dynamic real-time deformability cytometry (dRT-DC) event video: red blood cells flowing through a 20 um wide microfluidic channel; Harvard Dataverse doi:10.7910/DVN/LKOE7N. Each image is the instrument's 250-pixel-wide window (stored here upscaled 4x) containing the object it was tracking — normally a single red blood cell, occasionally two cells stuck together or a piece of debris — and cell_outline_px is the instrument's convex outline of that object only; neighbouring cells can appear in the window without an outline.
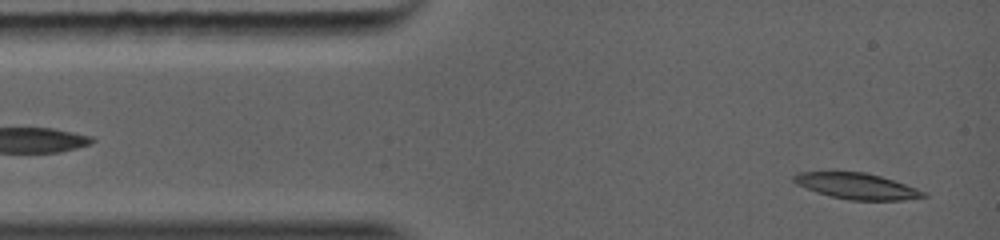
{"species": "common noctule bat (a hibernating species)", "species_latin": "Nyctalus noctula", "temperature_condition": "warm", "stored_images_in_passage": 31, "camera_frame_rate_fps": 5000, "um_per_image_px": 0.085, "animal": {"sex": "female", "body_mass_g": 19.0, "forearm_length_mm": 56.7}, "frame": {"image": 1, "passage_image": 2, "time_ms": 0.2, "image_size_px": [1000, 240], "cell_outline_px": [[928, 196], [904, 200], [848, 200], [816, 192], [796, 184], [792, 180], [792, 176], [796, 172], [828, 168], [836, 168], [868, 172], [928, 192]], "centroid_in_image_um": [72.7, 15.74], "position_along_channel_um": 12.3, "area_um2": 20.75}}
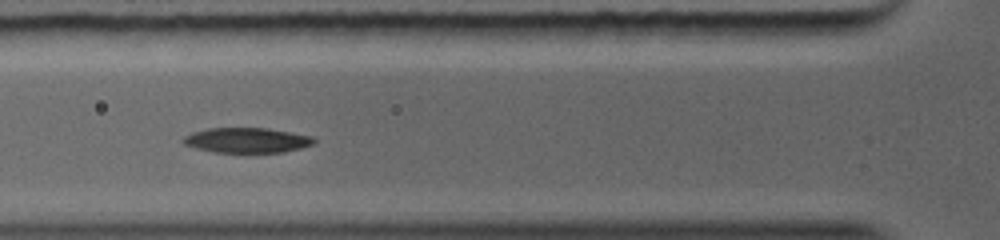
{"frame": {"image": 2, "passage_image": 14, "time_ms": 3.2, "image_size_px": [1000, 240], "cell_outline_px": [[316, 140], [312, 144], [300, 148], [284, 152], [252, 156], [240, 156], [212, 152], [196, 148], [184, 144], [184, 140], [188, 136], [196, 132], [216, 128], [260, 128], [308, 136]], "centroid_in_image_um": [20.98, 12.01], "position_along_channel_um": 104.8, "area_um2": 19.42}}
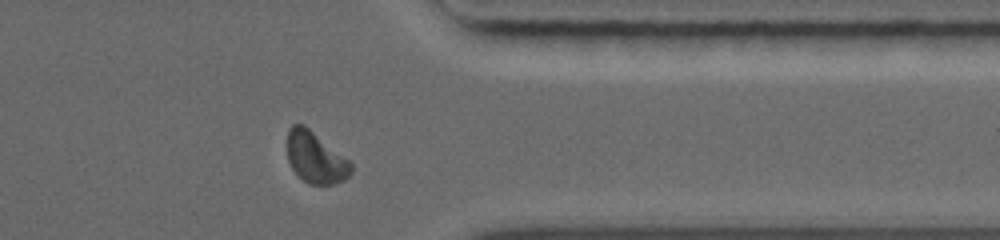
{"frame": {"image": 3, "passage_image": 27, "time_ms": 9.0, "image_size_px": [1000, 240], "cell_outline_px": [[352, 172], [344, 180], [332, 184], [308, 184], [292, 168], [288, 160], [288, 132], [292, 124], [300, 124], [308, 128], [348, 160], [352, 164]], "centroid_in_image_um": [26.82, 13.41], "position_along_channel_um": 384.6, "area_um2": 18.5}}